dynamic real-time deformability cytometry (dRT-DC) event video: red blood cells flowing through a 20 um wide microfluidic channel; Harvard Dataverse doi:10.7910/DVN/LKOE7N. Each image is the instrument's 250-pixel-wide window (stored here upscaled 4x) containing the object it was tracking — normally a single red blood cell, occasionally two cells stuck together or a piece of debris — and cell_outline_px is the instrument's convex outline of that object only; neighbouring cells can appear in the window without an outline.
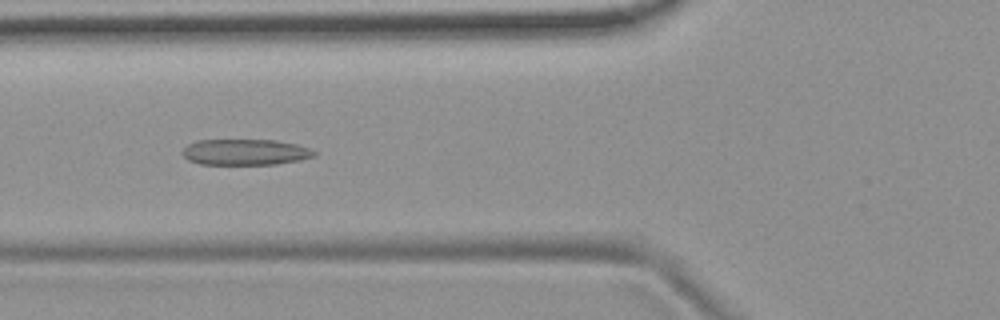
{"species": "common noctule bat (a hibernating species)", "species_latin": "Nyctalus noctula", "temperature_condition": "room temperature", "stored_images_in_passage": 52, "camera_frame_rate_fps": 3000, "um_per_image_px": 0.085, "animal": {"sex": "female", "body_mass_g": 19.9}, "frame": {"image": 1, "passage_image": 19, "time_ms": 6.0, "image_size_px": [1000, 320], "cell_outline_px": [[316, 156], [300, 160], [276, 164], [200, 164], [188, 160], [180, 152], [188, 144], [196, 140], [276, 140], [296, 144], [308, 148], [316, 152]], "centroid_in_image_um": [20.83, 12.93], "position_along_channel_um": 105.0, "area_um2": 19.94}}
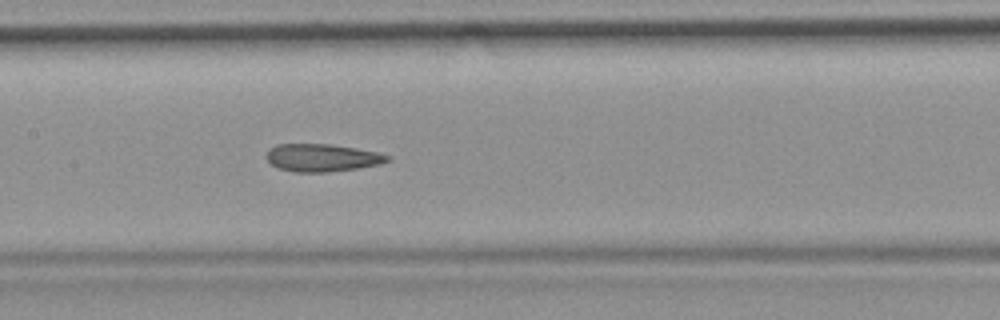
{"frame": {"image": 2, "passage_image": 25, "time_ms": 8.0, "image_size_px": [1000, 320], "cell_outline_px": [[392, 160], [380, 164], [356, 168], [328, 172], [296, 172], [280, 168], [272, 164], [264, 156], [268, 148], [276, 144], [332, 144], [356, 148], [376, 152], [392, 156]], "centroid_in_image_um": [27.38, 13.39], "position_along_channel_um": 180.0, "area_um2": 19.59}}
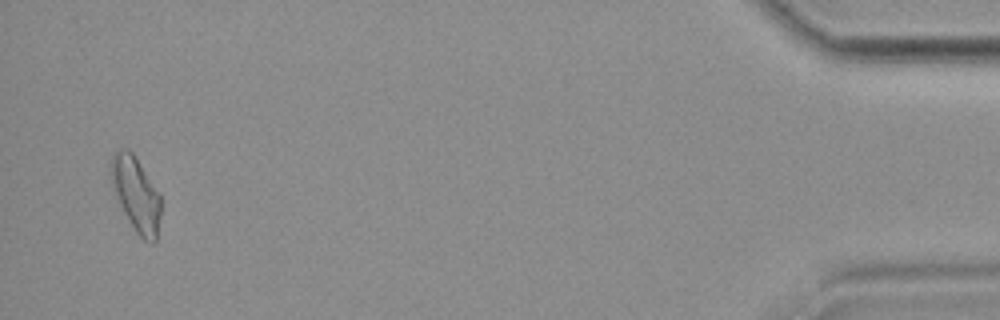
{"frame": {"image": 3, "passage_image": 51, "time_ms": 16.667, "image_size_px": [1000, 320], "cell_outline_px": [[160, 216], [156, 240], [152, 244], [144, 240], [136, 232], [128, 220], [112, 188], [108, 176], [108, 164], [112, 152], [120, 148], [128, 148], [132, 152], [160, 192]], "centroid_in_image_um": [11.51, 16.43], "position_along_channel_um": 423.7, "area_um2": 22.2}, "authors_computed_cell_mechanics": {"area_um2": 20.5768, "velocity_mm_per_s": 3.7491, "shape_relaxation_time_tau1_ms": null, "shape_relaxation_time_tau2_ms": 2.9168, "deformation_change_tau1": null, "deformation_change_tau2": 0.1147}}